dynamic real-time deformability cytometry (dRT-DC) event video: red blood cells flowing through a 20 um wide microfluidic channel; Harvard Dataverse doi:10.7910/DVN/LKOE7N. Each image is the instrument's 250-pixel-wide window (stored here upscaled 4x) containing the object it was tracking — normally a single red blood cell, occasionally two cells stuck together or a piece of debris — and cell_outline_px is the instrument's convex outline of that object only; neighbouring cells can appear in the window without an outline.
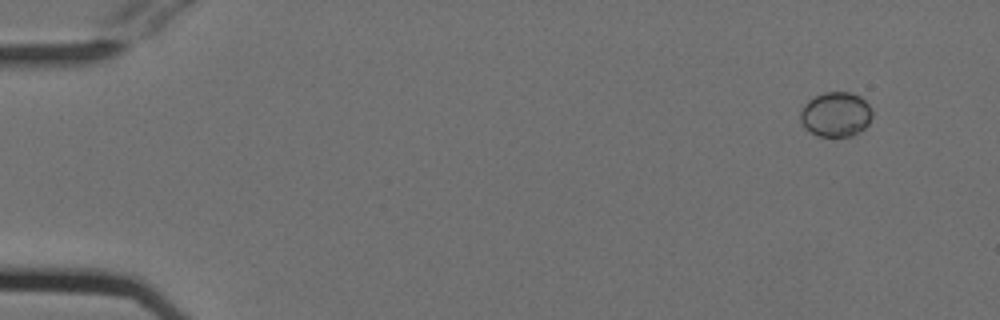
{"species": "Egyptian fruit bat (a non-hibernating species)", "species_latin": "Rousettus aegyptiacus", "temperature_condition": "cold", "stored_images_in_passage": 51, "camera_frame_rate_fps": 3000, "um_per_image_px": 0.085, "animal": {"sex": "female"}, "frame": {"image": 1, "passage_image": 1, "time_ms": 0.0, "image_size_px": [1000, 320], "cell_outline_px": [[872, 116], [868, 124], [860, 132], [852, 136], [816, 136], [804, 128], [800, 120], [800, 112], [804, 104], [808, 100], [824, 92], [852, 92], [860, 96], [872, 108]], "centroid_in_image_um": [71.04, 9.72], "position_along_channel_um": 14.0, "area_um2": 18.96}}
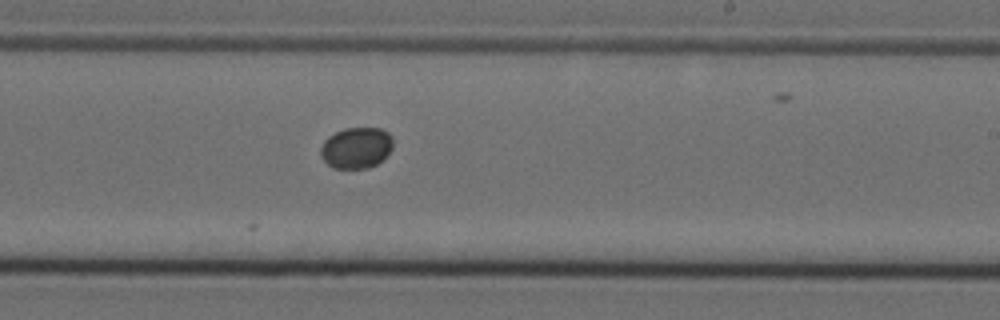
{"frame": {"image": 2, "passage_image": 30, "time_ms": 9.667, "image_size_px": [1000, 320], "cell_outline_px": [[392, 148], [376, 164], [368, 168], [332, 168], [320, 156], [320, 148], [324, 140], [328, 136], [344, 128], [380, 128], [388, 132], [392, 136]], "centroid_in_image_um": [30.26, 12.55], "position_along_channel_um": 258.7, "area_um2": 17.28}}
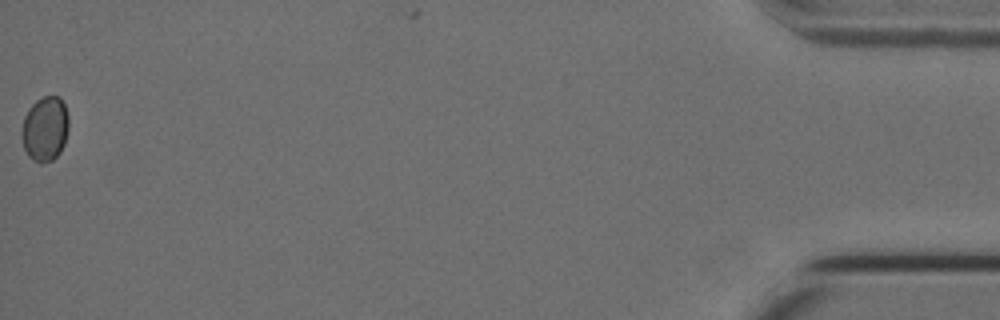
{"frame": {"image": 3, "passage_image": 51, "time_ms": 16.667, "image_size_px": [1000, 320], "cell_outline_px": [[68, 128], [64, 144], [60, 152], [52, 160], [40, 164], [32, 160], [28, 156], [24, 148], [20, 132], [24, 116], [28, 108], [36, 100], [44, 96], [60, 96], [64, 104], [68, 116]], "centroid_in_image_um": [3.81, 10.95], "position_along_channel_um": 431.4, "area_um2": 17.98}}